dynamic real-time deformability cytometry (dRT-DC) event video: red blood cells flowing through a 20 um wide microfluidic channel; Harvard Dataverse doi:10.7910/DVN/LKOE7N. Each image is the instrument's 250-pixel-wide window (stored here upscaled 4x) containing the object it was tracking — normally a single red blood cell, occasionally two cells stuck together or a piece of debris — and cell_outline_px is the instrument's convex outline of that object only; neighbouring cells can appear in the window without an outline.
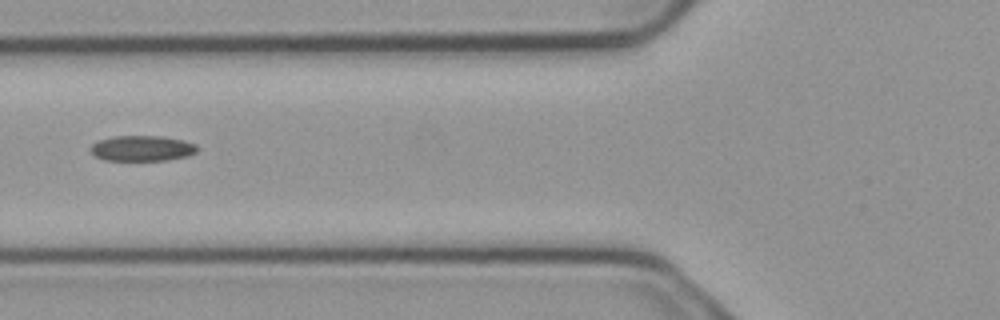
{"species": "common noctule bat (a hibernating species)", "species_latin": "Nyctalus noctula", "temperature_condition": "cold", "stored_images_in_passage": 3, "camera_frame_rate_fps": 3000, "um_per_image_px": 0.085, "animal": {"sex": "male", "body_mass_g": 23.1, "forearm_length_mm": 52.7}, "frame": {"image": 1, "passage_image": 3, "time_ms": 0.667, "image_size_px": [1000, 320], "cell_outline_px": [[196, 152], [188, 156], [164, 160], [104, 160], [96, 156], [88, 148], [92, 144], [100, 140], [112, 136], [160, 136], [184, 140], [196, 144]], "centroid_in_image_um": [12.06, 12.6], "position_along_channel_um": 113.7, "area_um2": 15.78}}